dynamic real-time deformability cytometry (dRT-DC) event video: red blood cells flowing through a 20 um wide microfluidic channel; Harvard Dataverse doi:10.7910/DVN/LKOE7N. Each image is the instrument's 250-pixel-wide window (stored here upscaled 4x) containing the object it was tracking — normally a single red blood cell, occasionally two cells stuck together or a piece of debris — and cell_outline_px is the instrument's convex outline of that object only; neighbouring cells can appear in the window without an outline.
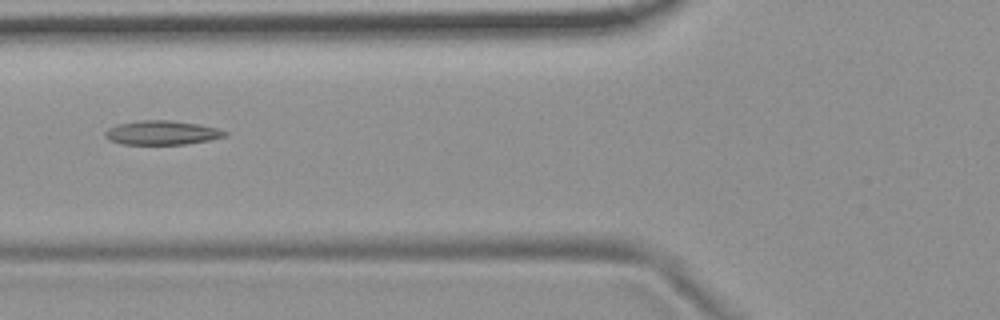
{"species": "common noctule bat (a hibernating species)", "species_latin": "Nyctalus noctula", "temperature_condition": "room temperature", "stored_images_in_passage": 8, "camera_frame_rate_fps": 3000, "um_per_image_px": 0.085, "animal": {"sex": "female", "body_mass_g": 19.9}, "frame": {"image": 1, "passage_image": 6, "time_ms": 6.667, "image_size_px": [1000, 320], "cell_outline_px": [[228, 136], [208, 140], [184, 144], [120, 144], [108, 140], [104, 136], [104, 132], [108, 128], [116, 124], [136, 120], [172, 120], [200, 124], [216, 128], [228, 132]], "centroid_in_image_um": [13.72, 11.27], "position_along_channel_um": 112.1, "area_um2": 17.05}}
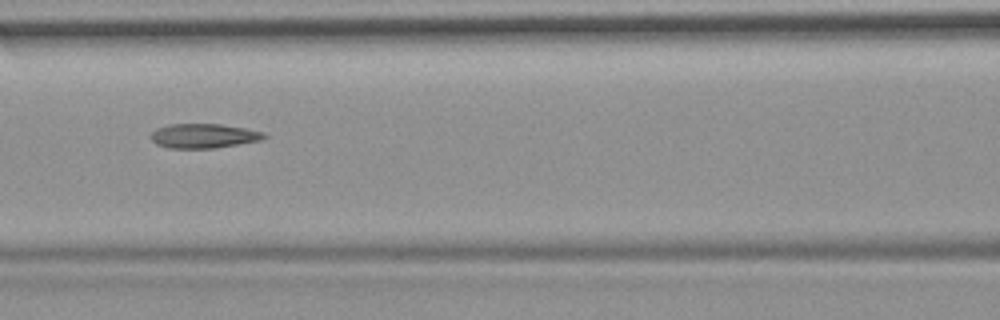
{"frame": {"image": 2, "passage_image": 7, "time_ms": 7.667, "image_size_px": [1000, 320], "cell_outline_px": [[268, 136], [260, 140], [212, 148], [168, 148], [156, 144], [148, 136], [156, 128], [168, 124], [220, 124], [244, 128], [264, 132]], "centroid_in_image_um": [17.25, 11.54], "position_along_channel_um": 149.3, "area_um2": 16.07}}